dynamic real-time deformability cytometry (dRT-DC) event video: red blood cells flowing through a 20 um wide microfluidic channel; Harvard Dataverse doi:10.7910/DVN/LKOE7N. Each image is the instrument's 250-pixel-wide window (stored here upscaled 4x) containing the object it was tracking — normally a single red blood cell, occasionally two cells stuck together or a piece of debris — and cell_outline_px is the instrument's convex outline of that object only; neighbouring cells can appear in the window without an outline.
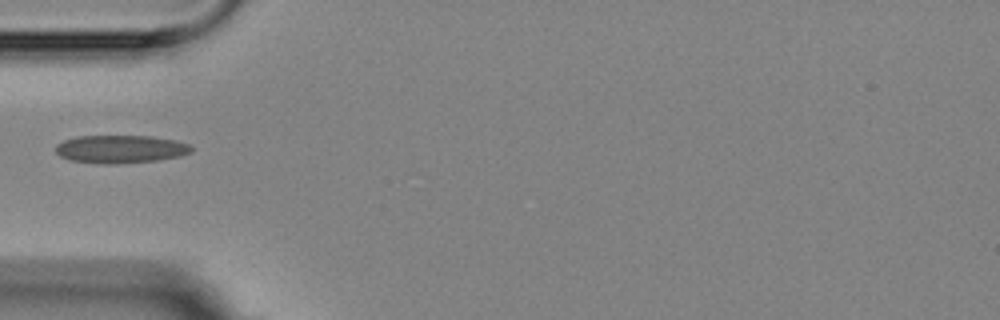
{"species": "Egyptian fruit bat (a non-hibernating species)", "species_latin": "Rousettus aegyptiacus", "temperature_condition": "room temperature", "stored_images_in_passage": 5, "camera_frame_rate_fps": 3000, "um_per_image_px": 0.085, "animal": {"sex": "female"}, "frame": {"image": 1, "passage_image": 2, "time_ms": 1.333, "image_size_px": [1000, 320], "cell_outline_px": [[192, 152], [180, 156], [156, 160], [116, 164], [100, 164], [72, 160], [60, 156], [56, 152], [56, 144], [64, 140], [76, 136], [152, 136], [176, 140], [188, 144], [192, 148]], "centroid_in_image_um": [10.24, 12.67], "position_along_channel_um": 74.8, "area_um2": 22.14}}
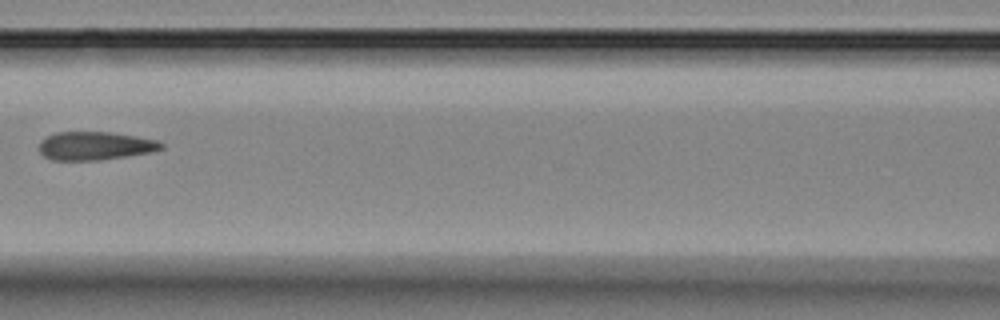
{"frame": {"image": 2, "passage_image": 4, "time_ms": 3.667, "image_size_px": [1000, 320], "cell_outline_px": [[164, 148], [152, 152], [128, 156], [100, 160], [52, 160], [44, 156], [40, 152], [40, 140], [56, 132], [112, 132], [160, 140], [164, 144]], "centroid_in_image_um": [8.13, 12.39], "position_along_channel_um": 158.5, "area_um2": 20.35}}
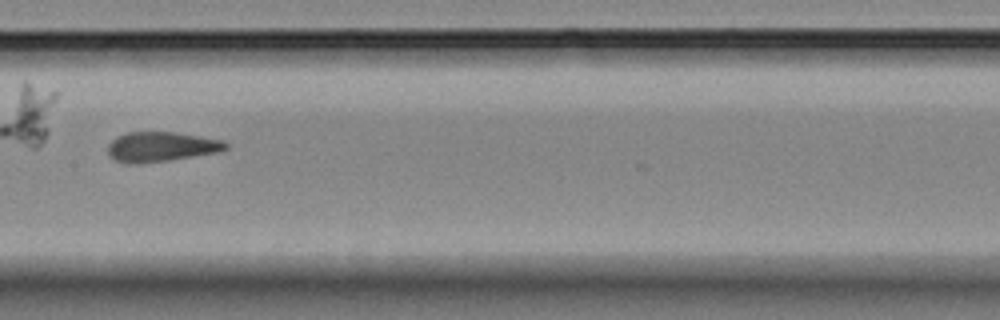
{"frame": {"image": 3, "passage_image": 5, "time_ms": 4.667, "image_size_px": [1000, 320], "cell_outline_px": [[228, 148], [220, 152], [168, 160], [140, 164], [128, 164], [116, 160], [108, 156], [108, 144], [116, 136], [128, 132], [172, 132], [224, 140], [228, 144]], "centroid_in_image_um": [13.68, 12.48], "position_along_channel_um": 193.7, "area_um2": 20.58}}